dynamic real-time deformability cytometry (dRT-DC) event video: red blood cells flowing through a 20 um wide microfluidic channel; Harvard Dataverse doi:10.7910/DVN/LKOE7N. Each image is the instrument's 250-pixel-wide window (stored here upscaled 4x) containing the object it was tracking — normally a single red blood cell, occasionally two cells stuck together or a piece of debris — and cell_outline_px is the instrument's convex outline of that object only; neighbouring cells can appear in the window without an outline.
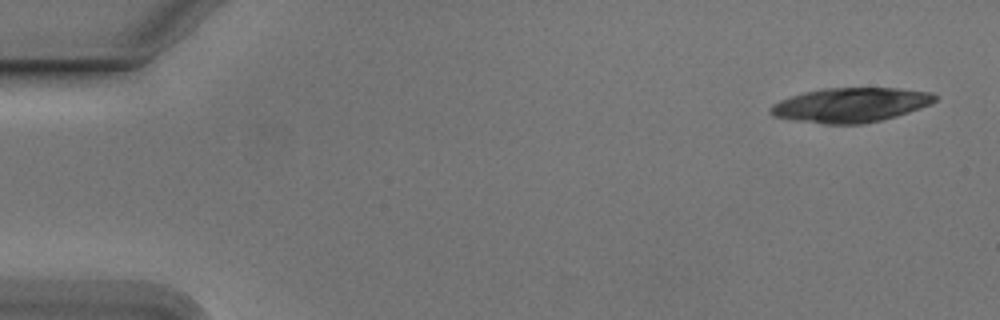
{"species": "Egyptian fruit bat (a non-hibernating species)", "species_latin": "Rousettus aegyptiacus", "temperature_condition": "cold", "stored_images_in_passage": 17, "camera_frame_rate_fps": 3000, "um_per_image_px": 0.085, "animal": {"sex": "male"}, "frame": {"image": 1, "passage_image": 1, "time_ms": 0.0, "image_size_px": [1000, 320], "cell_outline_px": [[936, 100], [932, 104], [896, 116], [880, 120], [860, 124], [828, 124], [772, 116], [768, 112], [768, 108], [772, 104], [780, 100], [804, 92], [824, 88], [900, 88], [932, 92], [936, 96]], "centroid_in_image_um": [72.32, 8.91], "position_along_channel_um": 12.7, "area_um2": 32.89}}